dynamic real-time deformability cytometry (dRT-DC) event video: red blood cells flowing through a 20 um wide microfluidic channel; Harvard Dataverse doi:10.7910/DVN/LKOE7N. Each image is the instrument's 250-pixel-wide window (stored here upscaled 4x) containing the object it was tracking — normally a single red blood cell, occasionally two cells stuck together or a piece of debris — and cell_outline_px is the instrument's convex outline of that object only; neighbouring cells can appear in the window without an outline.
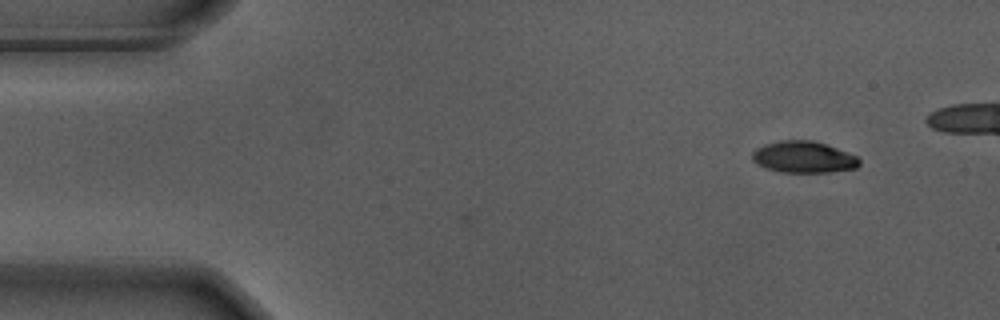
{"species": "Egyptian fruit bat (a non-hibernating species)", "species_latin": "Rousettus aegyptiacus", "temperature_condition": "warm", "stored_images_in_passage": 10, "camera_frame_rate_fps": 3000, "um_per_image_px": 0.085, "animal": {"sex": "male"}, "frame": {"image": 1, "passage_image": 10, "time_ms": 3.0, "image_size_px": [1000, 320], "cell_outline_px": [[860, 164], [856, 168], [828, 172], [780, 172], [756, 164], [752, 160], [752, 152], [756, 148], [764, 144], [780, 140], [812, 140], [836, 148], [856, 156], [860, 160]], "centroid_in_image_um": [68.27, 13.35], "position_along_channel_um": 16.7, "area_um2": 19.59}}